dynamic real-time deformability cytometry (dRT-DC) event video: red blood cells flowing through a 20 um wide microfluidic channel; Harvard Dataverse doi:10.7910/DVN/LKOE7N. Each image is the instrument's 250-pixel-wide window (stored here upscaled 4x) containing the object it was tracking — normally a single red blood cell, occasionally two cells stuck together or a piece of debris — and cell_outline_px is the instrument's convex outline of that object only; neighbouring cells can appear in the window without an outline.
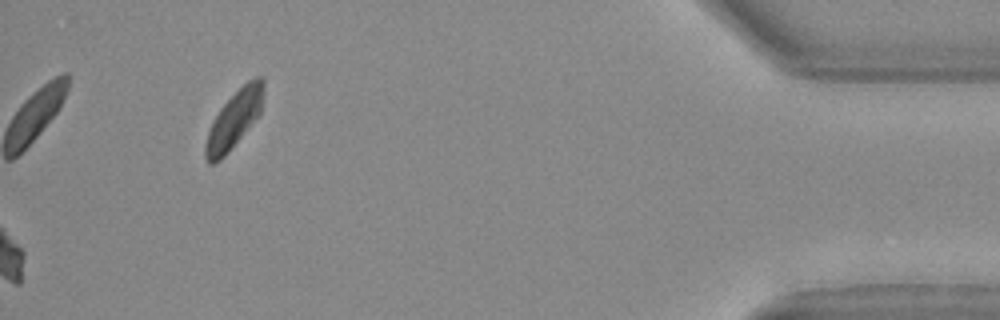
{"species": "Egyptian fruit bat (a non-hibernating species)", "species_latin": "Rousettus aegyptiacus", "temperature_condition": "warm", "stored_images_in_passage": 33, "camera_frame_rate_fps": 3000, "um_per_image_px": 0.085, "animal": {"sex": "female"}, "frame": {"image": 1, "passage_image": 33, "time_ms": 10.667, "image_size_px": [1000, 320], "cell_outline_px": [[264, 92], [260, 112], [228, 152], [220, 160], [212, 164], [208, 164], [204, 156], [204, 148], [208, 132], [220, 108], [248, 80], [256, 76], [264, 76]], "centroid_in_image_um": [19.9, 10.14], "position_along_channel_um": 415.3, "area_um2": 18.84}}